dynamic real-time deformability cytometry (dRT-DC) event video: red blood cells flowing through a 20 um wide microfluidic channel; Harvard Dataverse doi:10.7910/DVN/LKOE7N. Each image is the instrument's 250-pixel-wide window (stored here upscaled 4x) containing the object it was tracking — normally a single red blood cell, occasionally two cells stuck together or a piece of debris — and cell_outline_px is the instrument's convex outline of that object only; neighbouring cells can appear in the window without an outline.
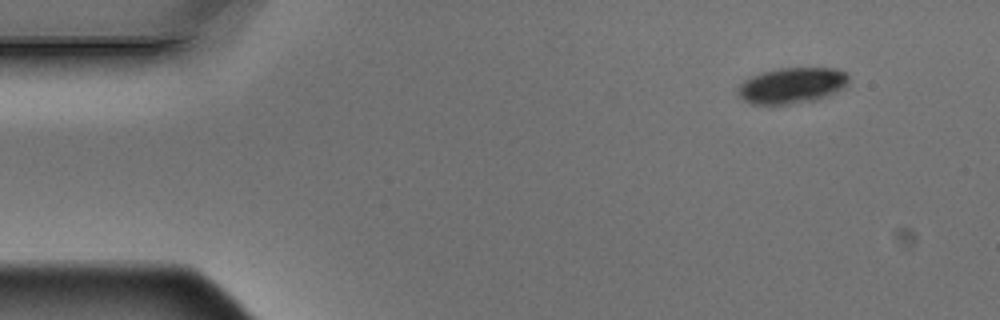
{"species": "Egyptian fruit bat (a non-hibernating species)", "species_latin": "Rousettus aegyptiacus", "temperature_condition": "warm", "stored_images_in_passage": 4, "camera_frame_rate_fps": 3000, "um_per_image_px": 0.085, "animal": {"sex": "male"}, "frame": {"image": 1, "passage_image": 1, "time_ms": 0.0, "image_size_px": [1000, 320], "cell_outline_px": [[848, 84], [844, 88], [836, 92], [816, 100], [788, 104], [752, 104], [744, 100], [736, 92], [736, 88], [744, 80], [760, 72], [780, 68], [836, 68], [844, 72], [848, 76]], "centroid_in_image_um": [67.3, 7.26], "position_along_channel_um": 17.7, "area_um2": 23.24}}
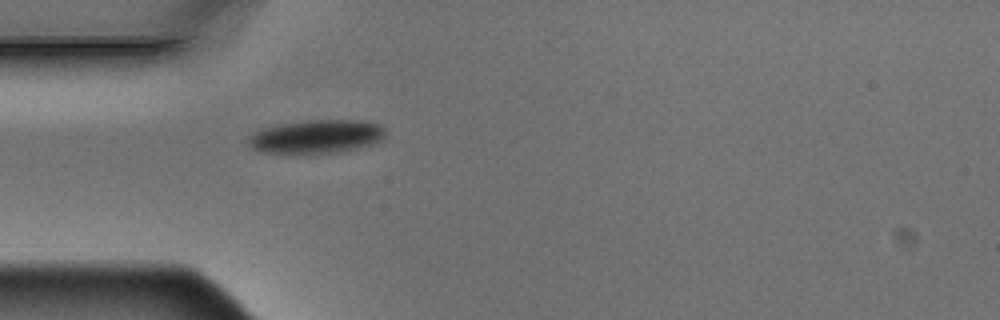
{"frame": {"image": 2, "passage_image": 4, "time_ms": 1.0, "image_size_px": [1000, 320], "cell_outline_px": [[384, 140], [372, 144], [340, 152], [264, 152], [252, 148], [248, 144], [248, 136], [252, 132], [260, 128], [280, 124], [308, 120], [360, 120], [380, 124], [384, 128]], "centroid_in_image_um": [26.9, 11.58], "position_along_channel_um": 58.1, "area_um2": 26.59}}